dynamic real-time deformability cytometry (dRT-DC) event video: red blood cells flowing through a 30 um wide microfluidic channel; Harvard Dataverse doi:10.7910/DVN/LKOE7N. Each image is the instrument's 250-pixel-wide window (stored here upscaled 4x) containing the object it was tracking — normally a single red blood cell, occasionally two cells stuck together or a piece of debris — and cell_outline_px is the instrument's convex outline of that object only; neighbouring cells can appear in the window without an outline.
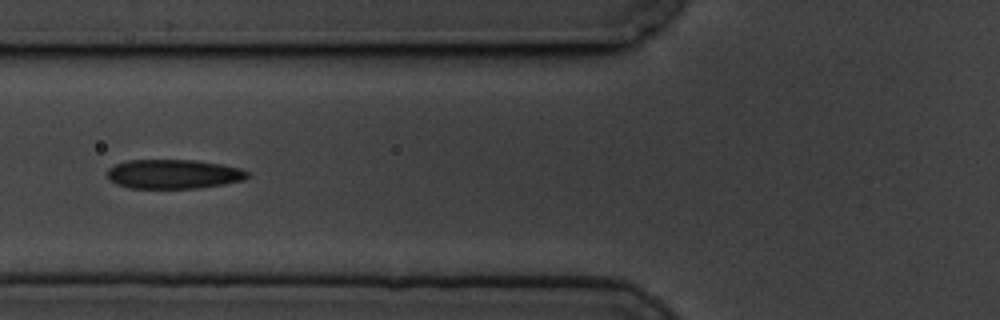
{"species": "common noctule bat (a hibernating species)", "species_latin": "Nyctalus noctula", "temperature_condition": "cold", "stored_images_in_passage": 19, "camera_frame_rate_fps": 3000, "um_per_image_px": 0.085, "animal": {"sex": "male", "body_mass_g": 19.5, "forearm_length_mm": 54.6}, "frame": {"image": 1, "passage_image": 6, "time_ms": 1.667, "image_size_px": [1000, 320], "cell_outline_px": [[248, 176], [244, 180], [224, 184], [200, 188], [128, 188], [116, 184], [108, 176], [108, 168], [116, 164], [128, 160], [196, 160], [220, 164], [240, 168], [248, 172]], "centroid_in_image_um": [14.76, 14.8], "position_along_channel_um": 111.0, "area_um2": 23.87}}
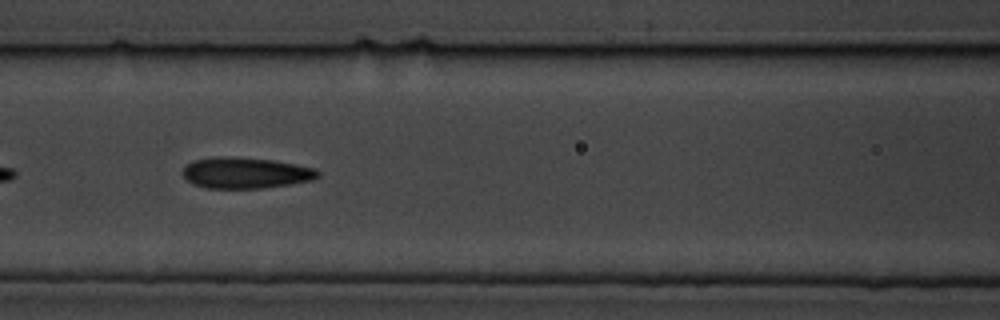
{"frame": {"image": 2, "passage_image": 9, "time_ms": 2.667, "image_size_px": [1000, 320], "cell_outline_px": [[320, 176], [312, 180], [292, 184], [264, 188], [204, 188], [192, 184], [184, 176], [184, 168], [192, 160], [212, 156], [224, 156], [272, 160], [296, 164], [316, 168], [320, 172]], "centroid_in_image_um": [20.89, 14.69], "position_along_channel_um": 145.7, "area_um2": 24.62}}